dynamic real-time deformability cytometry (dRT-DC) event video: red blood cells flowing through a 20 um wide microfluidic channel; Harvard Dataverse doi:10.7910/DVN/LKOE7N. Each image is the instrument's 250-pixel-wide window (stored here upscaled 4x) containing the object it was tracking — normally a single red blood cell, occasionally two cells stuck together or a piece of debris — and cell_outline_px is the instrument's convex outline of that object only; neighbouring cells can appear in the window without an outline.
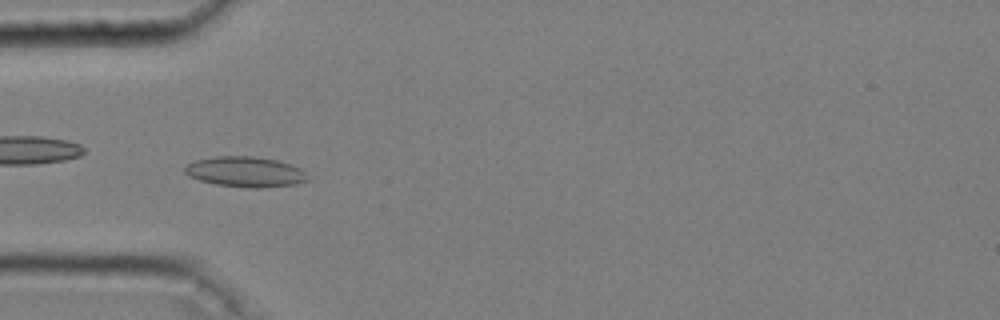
{"species": "common noctule bat (a hibernating species)", "species_latin": "Nyctalus noctula", "temperature_condition": "cold", "stored_images_in_passage": 52, "camera_frame_rate_fps": 3000, "um_per_image_px": 0.085, "animal": {"sex": "male", "body_mass_g": 20.4}, "frame": {"image": 1, "passage_image": 16, "time_ms": 5.0, "image_size_px": [1000, 320], "cell_outline_px": [[308, 180], [296, 184], [260, 188], [248, 188], [216, 184], [200, 180], [188, 176], [184, 172], [184, 168], [188, 164], [196, 160], [216, 156], [252, 156], [276, 160], [292, 164], [300, 168], [308, 176]], "centroid_in_image_um": [20.86, 14.61], "position_along_channel_um": 64.1, "area_um2": 21.73}}
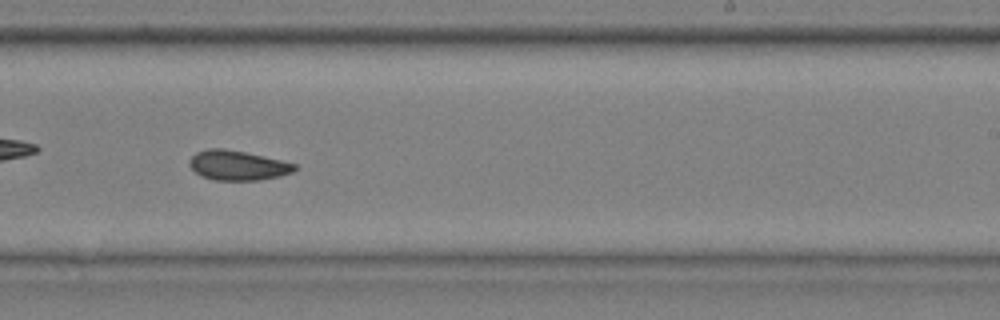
{"frame": {"image": 2, "passage_image": 33, "time_ms": 10.667, "image_size_px": [1000, 320], "cell_outline_px": [[300, 168], [292, 172], [280, 176], [256, 180], [216, 180], [200, 176], [188, 164], [188, 160], [196, 152], [208, 148], [224, 148], [264, 156], [296, 164]], "centroid_in_image_um": [20.19, 14.05], "position_along_channel_um": 268.8, "area_um2": 18.26}}
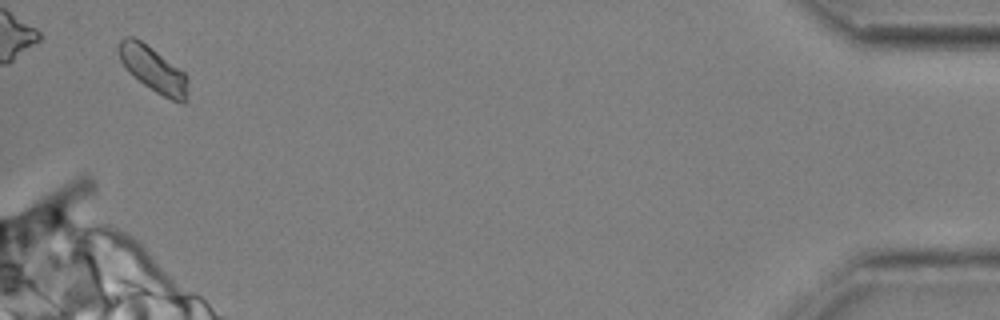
{"frame": {"image": 3, "passage_image": 51, "time_ms": 16.667, "image_size_px": [1000, 320], "cell_outline_px": [[188, 80], [184, 104], [180, 104], [156, 92], [132, 76], [124, 68], [120, 60], [120, 40], [124, 36], [132, 36], [140, 40], [184, 72]], "centroid_in_image_um": [13.01, 5.9], "position_along_channel_um": 422.2, "area_um2": 17.86}, "authors_computed_cell_mechanics": {"area_um2": 18.3226, "velocity_mm_per_s": 3.6267, "shape_relaxation_time_tau1_ms": null, "shape_relaxation_time_tau2_ms": 4.4604, "deformation_change_tau1": null, "deformation_change_tau2": 0.0819}}